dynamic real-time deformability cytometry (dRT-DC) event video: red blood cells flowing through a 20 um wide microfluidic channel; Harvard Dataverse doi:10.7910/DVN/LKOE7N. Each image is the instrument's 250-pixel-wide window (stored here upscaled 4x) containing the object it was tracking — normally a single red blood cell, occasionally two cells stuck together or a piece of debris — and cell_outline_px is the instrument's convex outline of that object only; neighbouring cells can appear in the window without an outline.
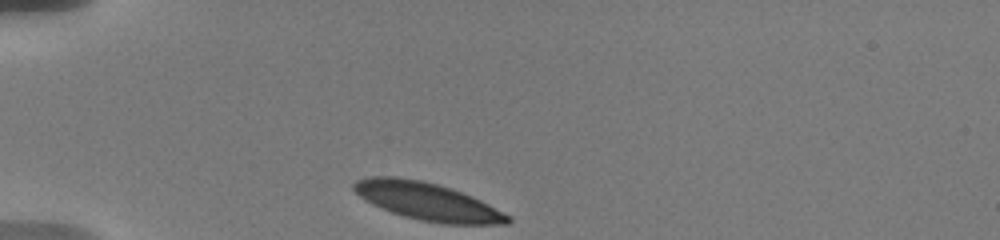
{"species": "human", "species_latin": "Homo sapiens", "temperature_condition": "warm", "stored_images_in_passage": 33, "camera_frame_rate_fps": 3000, "um_per_image_px": 0.085, "donor": {"sex": "male"}, "frame": {"image": 1, "passage_image": 1, "time_ms": 0.0, "image_size_px": [1000, 240], "cell_outline_px": [[512, 220], [508, 224], [444, 224], [420, 220], [404, 216], [380, 208], [364, 200], [352, 188], [352, 184], [356, 180], [372, 176], [396, 176], [420, 180], [452, 188], [472, 196], [488, 204], [508, 216]], "centroid_in_image_um": [36.28, 17.11], "position_along_channel_um": 48.7, "area_um2": 33.58}}
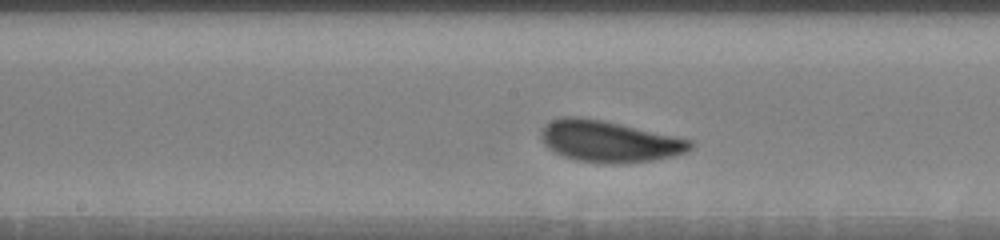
{"frame": {"image": 2, "passage_image": 14, "time_ms": 5.0, "image_size_px": [1000, 240], "cell_outline_px": [[692, 148], [684, 152], [672, 156], [652, 160], [616, 164], [604, 164], [576, 160], [564, 156], [548, 148], [544, 144], [540, 136], [540, 132], [544, 124], [560, 116], [580, 116], [604, 120], [692, 140]], "centroid_in_image_um": [51.72, 12.0], "position_along_channel_um": 196.5, "area_um2": 36.07}}
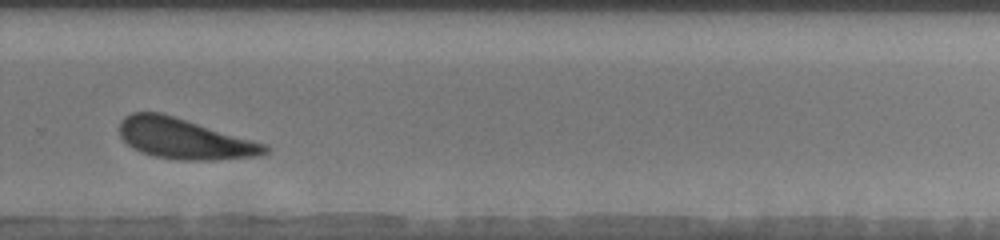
{"frame": {"image": 3, "passage_image": 24, "time_ms": 8.333, "image_size_px": [1000, 240], "cell_outline_px": [[272, 148], [268, 152], [260, 156], [212, 160], [180, 160], [156, 156], [132, 148], [120, 136], [120, 120], [124, 116], [132, 112], [160, 112], [268, 144]], "centroid_in_image_um": [15.71, 11.79], "position_along_channel_um": 314.1, "area_um2": 34.33}, "authors_computed_cell_mechanics": {"area_um2": 34.391, "velocity_mm_per_s": 3.5392, "shape_relaxation_time_tau1_ms": 1.9651, "shape_relaxation_time_tau2_ms": null, "deformation_change_tau1": 0.0877, "deformation_change_tau2": null}}